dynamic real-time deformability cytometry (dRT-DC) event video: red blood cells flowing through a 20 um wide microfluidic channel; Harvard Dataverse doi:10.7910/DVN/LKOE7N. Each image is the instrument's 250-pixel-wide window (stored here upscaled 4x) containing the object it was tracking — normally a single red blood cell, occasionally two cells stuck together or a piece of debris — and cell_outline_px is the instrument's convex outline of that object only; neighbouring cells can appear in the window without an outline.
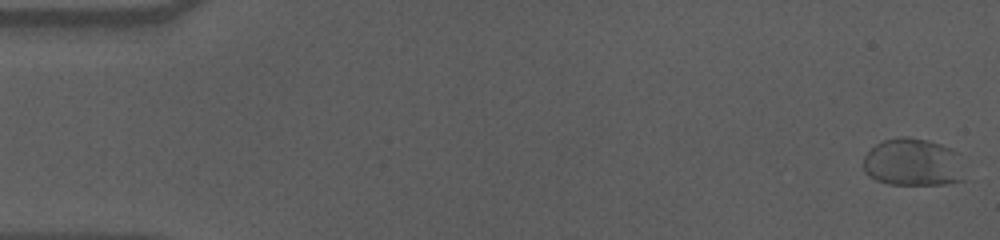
{"species": "human", "species_latin": "Homo sapiens", "temperature_condition": "cold", "stored_images_in_passage": 58, "camera_frame_rate_fps": 3000, "um_per_image_px": 0.085, "donor": {"sex": "male"}, "frame": {"image": 1, "passage_image": 1, "time_ms": 0.0, "image_size_px": [1000, 240], "cell_outline_px": [[964, 180], [948, 184], [888, 184], [876, 180], [868, 176], [864, 172], [864, 156], [876, 144], [884, 140], [900, 136], [908, 136], [928, 140], [952, 148], [960, 152]], "centroid_in_image_um": [77.63, 13.79], "position_along_channel_um": 7.4, "area_um2": 28.5}}
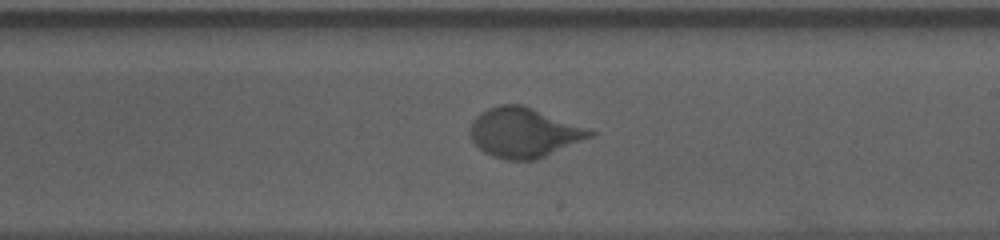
{"frame": {"image": 2, "passage_image": 34, "time_ms": 11.0, "image_size_px": [1000, 240], "cell_outline_px": [[596, 136], [536, 160], [508, 160], [492, 156], [484, 152], [472, 140], [468, 132], [468, 128], [472, 120], [480, 112], [488, 108], [500, 104], [520, 104], [532, 108], [596, 132]], "centroid_in_image_um": [44.5, 11.28], "position_along_channel_um": 244.5, "area_um2": 34.74}}
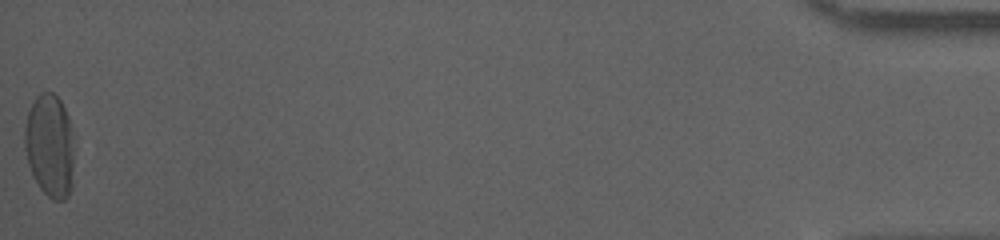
{"frame": {"image": 3, "passage_image": 58, "time_ms": 19.0, "image_size_px": [1000, 240], "cell_outline_px": [[72, 188], [68, 196], [64, 200], [52, 200], [40, 188], [28, 164], [24, 148], [24, 128], [28, 112], [36, 96], [40, 92], [52, 92], [60, 100], [68, 116], [72, 136]], "centroid_in_image_um": [4.21, 12.38], "position_along_channel_um": 431.0, "area_um2": 29.59}, "authors_computed_cell_mechanics": {"area_um2": 30.3739, "velocity_mm_per_s": 3.5363, "shape_relaxation_time_tau1_ms": 4.257, "shape_relaxation_time_tau2_ms": null, "deformation_change_tau1": 0.1471, "deformation_change_tau2": null}}